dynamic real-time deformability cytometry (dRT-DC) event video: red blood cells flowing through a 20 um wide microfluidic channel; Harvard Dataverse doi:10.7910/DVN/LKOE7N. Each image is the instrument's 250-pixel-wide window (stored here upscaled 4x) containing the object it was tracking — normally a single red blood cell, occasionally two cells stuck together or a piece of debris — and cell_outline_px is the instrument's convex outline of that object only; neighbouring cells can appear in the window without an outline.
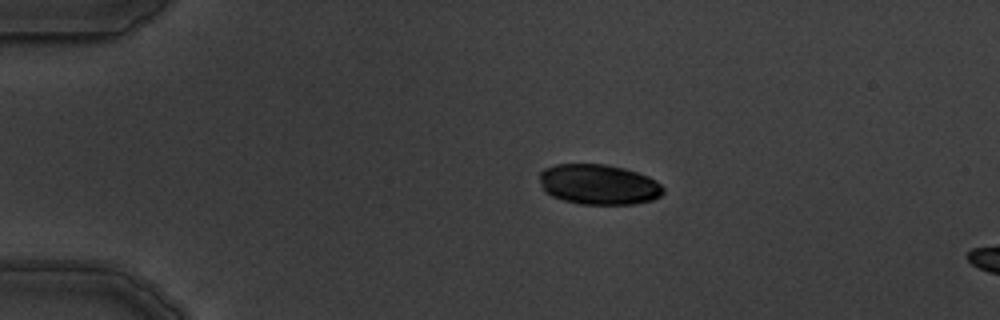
{"species": "common noctule bat (a hibernating species)", "species_latin": "Nyctalus noctula", "temperature_condition": "warm", "stored_images_in_passage": 3, "camera_frame_rate_fps": 3000, "um_per_image_px": 0.085, "animal": {"sex": "male", "body_mass_g": 19.5, "forearm_length_mm": 54.6}, "frame": {"image": 1, "passage_image": 1, "time_ms": 0.0, "image_size_px": [1000, 320], "cell_outline_px": [[664, 192], [660, 196], [652, 200], [632, 204], [580, 204], [564, 200], [552, 196], [544, 192], [540, 184], [540, 172], [544, 168], [556, 164], [604, 164], [624, 168], [648, 176], [656, 180], [664, 188]], "centroid_in_image_um": [50.87, 15.68], "position_along_channel_um": 34.1, "area_um2": 29.13}}